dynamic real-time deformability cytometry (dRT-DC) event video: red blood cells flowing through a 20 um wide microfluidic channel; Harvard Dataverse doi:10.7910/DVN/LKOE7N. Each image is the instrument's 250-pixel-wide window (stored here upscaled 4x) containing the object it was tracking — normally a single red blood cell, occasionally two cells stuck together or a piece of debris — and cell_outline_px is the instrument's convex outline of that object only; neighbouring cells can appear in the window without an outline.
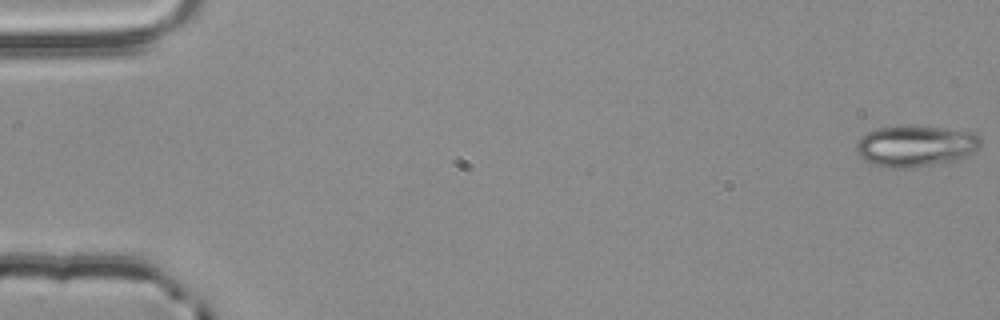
{"species": "common noctule bat (a hibernating species)", "species_latin": "Nyctalus noctula", "temperature_condition": "room temperature", "stored_images_in_passage": 4, "camera_frame_rate_fps": 3000, "um_per_image_px": 0.085, "animal": {"sex": "male", "body_mass_g": 20.4}, "frame": {"image": 1, "passage_image": 1, "time_ms": 0.0, "image_size_px": [1000, 320], "cell_outline_px": [[984, 140], [980, 148], [968, 156], [956, 160], [908, 168], [888, 168], [868, 164], [856, 152], [856, 144], [860, 136], [876, 128], [900, 124], [912, 124], [976, 132]], "centroid_in_image_um": [77.83, 12.38], "position_along_channel_um": 7.2, "area_um2": 30.92}}